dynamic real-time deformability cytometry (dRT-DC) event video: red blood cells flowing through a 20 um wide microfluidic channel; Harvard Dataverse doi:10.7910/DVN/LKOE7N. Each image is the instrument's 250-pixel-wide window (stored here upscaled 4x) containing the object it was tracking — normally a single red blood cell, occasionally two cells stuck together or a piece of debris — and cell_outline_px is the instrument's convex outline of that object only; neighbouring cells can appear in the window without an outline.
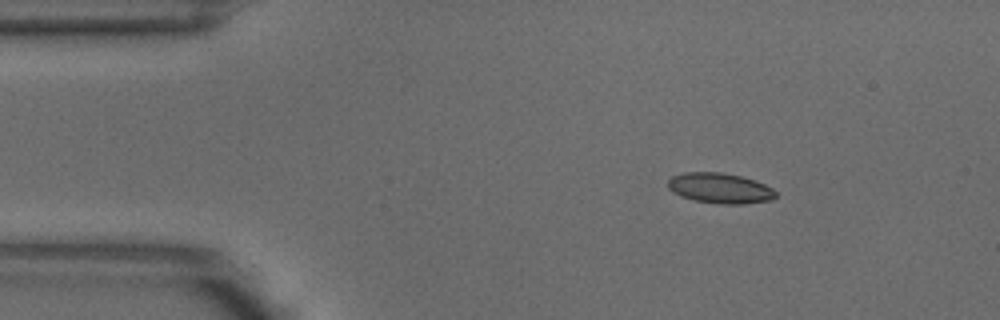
{"species": "common noctule bat (a hibernating species)", "species_latin": "Nyctalus noctula", "temperature_condition": "warm", "stored_images_in_passage": 3, "camera_frame_rate_fps": 3000, "um_per_image_px": 0.085, "animal": {"sex": "male", "body_mass_g": 18.8}, "frame": {"image": 1, "passage_image": 1, "time_ms": 0.0, "image_size_px": [1000, 320], "cell_outline_px": [[776, 196], [772, 200], [744, 204], [720, 204], [692, 200], [680, 196], [672, 192], [668, 188], [668, 180], [672, 176], [684, 172], [720, 172], [740, 176], [756, 180], [772, 188], [776, 192]], "centroid_in_image_um": [61.19, 16.0], "position_along_channel_um": 23.8, "area_um2": 19.25}}
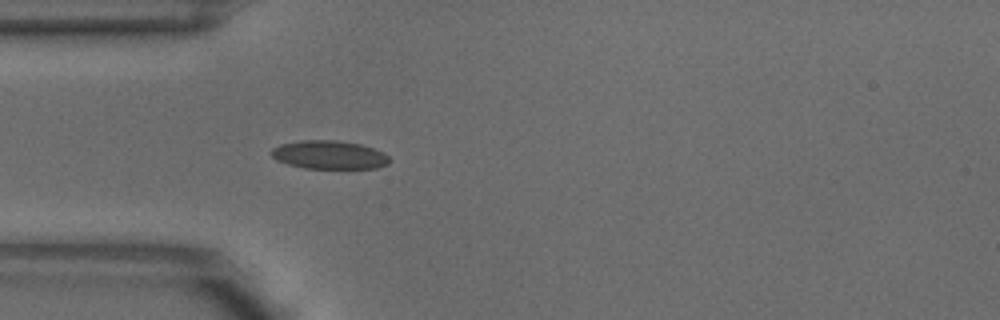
{"frame": {"image": 2, "passage_image": 3, "time_ms": 0.667, "image_size_px": [1000, 320], "cell_outline_px": [[392, 160], [388, 164], [376, 168], [304, 168], [288, 164], [276, 160], [272, 156], [272, 148], [280, 144], [300, 140], [336, 140], [360, 144], [384, 152]], "centroid_in_image_um": [28.0, 13.16], "position_along_channel_um": 57.0, "area_um2": 19.59}}